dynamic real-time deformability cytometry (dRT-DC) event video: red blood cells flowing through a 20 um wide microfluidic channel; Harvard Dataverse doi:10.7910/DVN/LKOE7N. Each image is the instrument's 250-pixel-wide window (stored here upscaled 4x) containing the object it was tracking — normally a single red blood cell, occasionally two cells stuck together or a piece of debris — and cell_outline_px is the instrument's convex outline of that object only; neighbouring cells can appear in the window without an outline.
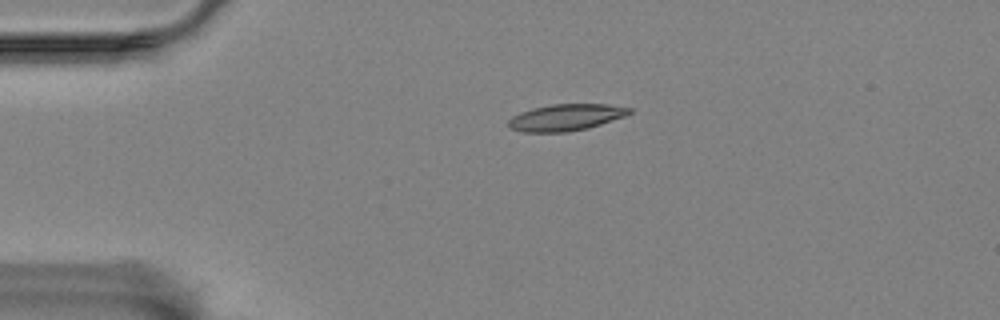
{"species": "Egyptian fruit bat (a non-hibernating species)", "species_latin": "Rousettus aegyptiacus", "temperature_condition": "room temperature", "stored_images_in_passage": 10, "camera_frame_rate_fps": 3000, "um_per_image_px": 0.085, "animal": {"sex": "female"}, "frame": {"image": 1, "passage_image": 1, "time_ms": 0.0, "image_size_px": [1000, 320], "cell_outline_px": [[632, 112], [624, 116], [588, 128], [568, 132], [524, 132], [508, 128], [508, 120], [512, 116], [520, 112], [532, 108], [552, 104], [608, 104], [632, 108]], "centroid_in_image_um": [48.07, 9.98], "position_along_channel_um": 36.9, "area_um2": 18.79}}
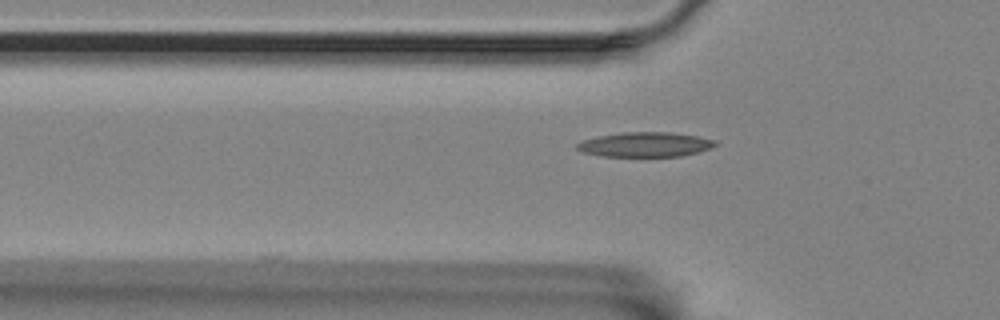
{"frame": {"image": 2, "passage_image": 7, "time_ms": 2.0, "image_size_px": [1000, 320], "cell_outline_px": [[716, 144], [700, 152], [680, 156], [600, 156], [584, 152], [576, 148], [576, 144], [584, 140], [600, 136], [624, 132], [672, 132], [696, 136], [716, 140]], "centroid_in_image_um": [54.85, 12.28], "position_along_channel_um": 71.0, "area_um2": 19.65}}